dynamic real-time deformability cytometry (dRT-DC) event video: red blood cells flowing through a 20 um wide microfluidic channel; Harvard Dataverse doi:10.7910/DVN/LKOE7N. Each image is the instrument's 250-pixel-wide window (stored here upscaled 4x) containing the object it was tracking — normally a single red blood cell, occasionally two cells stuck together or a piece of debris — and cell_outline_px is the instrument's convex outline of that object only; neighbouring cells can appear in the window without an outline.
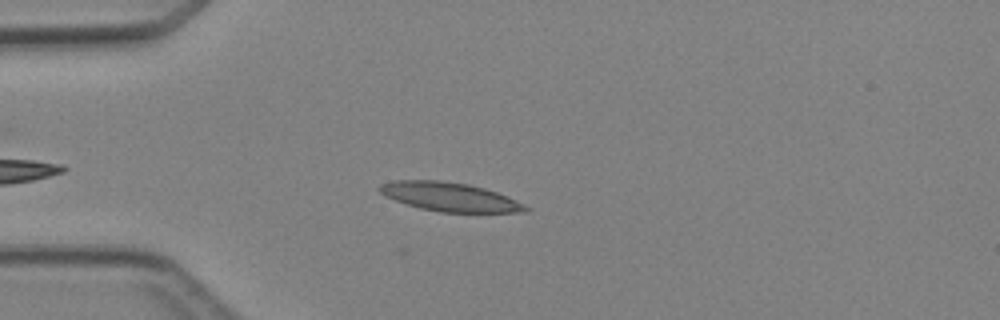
{"species": "Egyptian fruit bat (a non-hibernating species)", "species_latin": "Rousettus aegyptiacus", "temperature_condition": "cold", "stored_images_in_passage": 3, "camera_frame_rate_fps": 3000, "um_per_image_px": 0.085, "animal": {"sex": "female"}, "frame": {"image": 1, "passage_image": 3, "time_ms": 2.333, "image_size_px": [1000, 320], "cell_outline_px": [[532, 208], [528, 212], [440, 212], [420, 208], [384, 196], [376, 188], [380, 184], [392, 180], [440, 180], [468, 184], [484, 188], [508, 196]], "centroid_in_image_um": [38.23, 16.73], "position_along_channel_um": 46.8, "area_um2": 24.62}}